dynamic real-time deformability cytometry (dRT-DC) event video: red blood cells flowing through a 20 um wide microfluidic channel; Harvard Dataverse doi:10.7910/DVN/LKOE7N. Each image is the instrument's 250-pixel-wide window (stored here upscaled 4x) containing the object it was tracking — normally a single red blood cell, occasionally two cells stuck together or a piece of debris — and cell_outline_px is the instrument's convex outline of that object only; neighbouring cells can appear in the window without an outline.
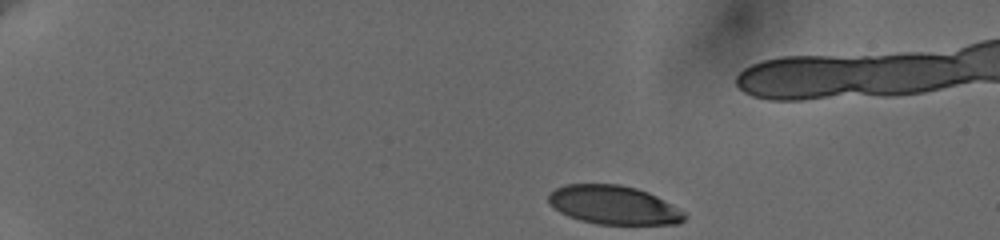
{"species": "human", "species_latin": "Homo sapiens", "temperature_condition": "cold", "stored_images_in_passage": 42, "camera_frame_rate_fps": 3000, "um_per_image_px": 0.085, "donor": {"sex": "female"}, "frame": {"image": 1, "passage_image": 1, "time_ms": 0.0, "image_size_px": [1000, 240], "cell_outline_px": [[688, 216], [680, 224], [596, 224], [580, 220], [568, 216], [560, 212], [548, 204], [548, 192], [564, 184], [620, 184], [636, 188], [648, 192], [656, 196], [684, 212]], "centroid_in_image_um": [52.13, 17.42], "position_along_channel_um": 32.9, "area_um2": 30.81}}
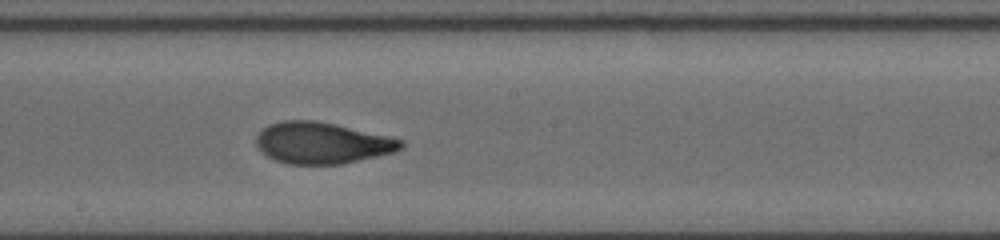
{"frame": {"image": 2, "passage_image": 25, "time_ms": 8.0, "image_size_px": [1000, 240], "cell_outline_px": [[404, 148], [396, 152], [340, 164], [288, 164], [276, 160], [268, 156], [256, 144], [256, 136], [268, 124], [284, 120], [316, 120], [336, 124], [388, 136], [404, 140]], "centroid_in_image_um": [27.41, 12.14], "position_along_channel_um": 220.8, "area_um2": 34.85}}
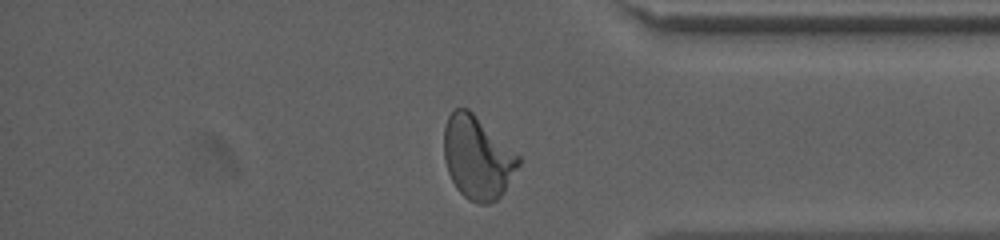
{"frame": {"image": 3, "passage_image": 40, "time_ms": 13.0, "image_size_px": [1000, 240], "cell_outline_px": [[520, 164], [504, 192], [496, 200], [488, 204], [480, 204], [468, 200], [456, 188], [448, 172], [444, 160], [444, 128], [448, 116], [456, 108], [468, 108], [520, 156]], "centroid_in_image_um": [40.58, 13.41], "position_along_channel_um": 394.6, "area_um2": 35.95}, "authors_computed_cell_mechanics": {"area_um2": 34.68, "velocity_mm_per_s": 3.6239, "shape_relaxation_time_tau1_ms": 4.453, "shape_relaxation_time_tau2_ms": 1.2314, "deformation_change_tau1": 0.1904, "deformation_change_tau2": 0.0769}}